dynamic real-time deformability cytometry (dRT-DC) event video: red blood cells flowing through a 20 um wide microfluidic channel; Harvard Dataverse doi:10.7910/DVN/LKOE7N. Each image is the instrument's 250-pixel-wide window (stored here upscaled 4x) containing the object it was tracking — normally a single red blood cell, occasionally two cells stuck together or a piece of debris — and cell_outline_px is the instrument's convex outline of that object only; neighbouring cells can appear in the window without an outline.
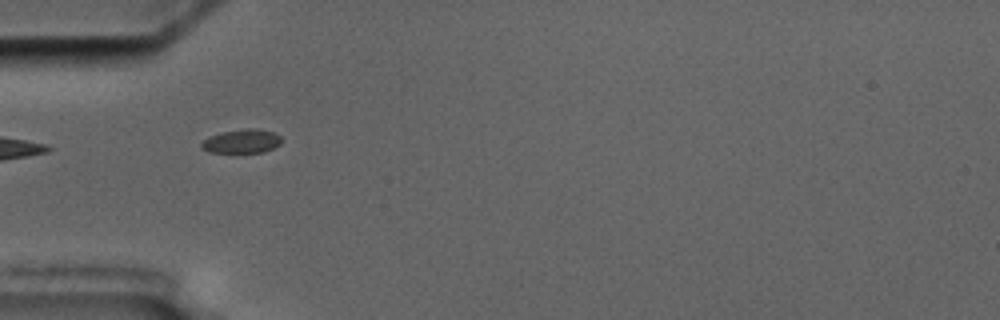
{"species": "common noctule bat (a hibernating species)", "species_latin": "Nyctalus noctula", "temperature_condition": "cold", "stored_images_in_passage": 5, "segment_of_instrument_passage": [2, 2], "camera_frame_rate_fps": 3000, "um_per_image_px": 0.085, "animal": {"sex": "male", "body_mass_g": 17.5, "forearm_length_mm": 52.3}, "frame": {"image": 1, "passage_image": 5, "time_ms": 4.667, "image_size_px": [1000, 320], "cell_outline_px": [[280, 144], [264, 152], [208, 152], [200, 148], [200, 144], [208, 136], [220, 132], [248, 128], [256, 128], [272, 132], [280, 136]], "centroid_in_image_um": [20.5, 12.0], "position_along_channel_um": 64.5, "area_um2": 11.1}}